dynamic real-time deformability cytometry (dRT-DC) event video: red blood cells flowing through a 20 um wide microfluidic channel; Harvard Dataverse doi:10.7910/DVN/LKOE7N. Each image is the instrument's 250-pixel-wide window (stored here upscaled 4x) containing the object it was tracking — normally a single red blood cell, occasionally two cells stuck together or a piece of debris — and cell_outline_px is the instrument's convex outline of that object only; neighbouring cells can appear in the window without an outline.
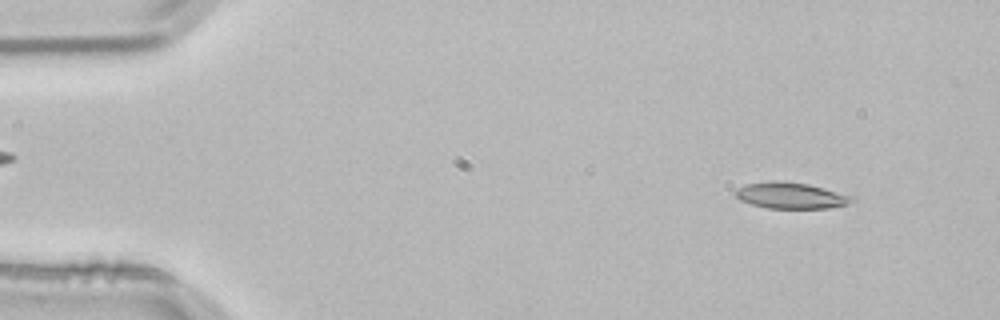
{"species": "common noctule bat (a hibernating species)", "species_latin": "Nyctalus noctula", "temperature_condition": "room temperature", "stored_images_in_passage": 51, "camera_frame_rate_fps": 3000, "um_per_image_px": 0.085, "animal": {"sex": "male", "body_mass_g": 21.5, "forearm_length_mm": 52.0}, "frame": {"image": 1, "passage_image": 4, "time_ms": 1.0, "image_size_px": [1000, 320], "cell_outline_px": [[856, 200], [844, 204], [828, 208], [768, 208], [752, 204], [740, 200], [732, 192], [736, 188], [748, 184], [772, 180], [776, 180], [808, 184], [856, 196]], "centroid_in_image_um": [67.22, 16.61], "position_along_channel_um": 17.8, "area_um2": 17.8}}
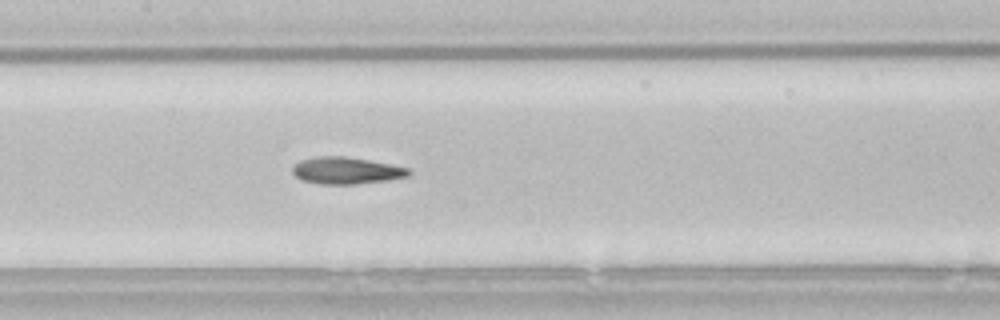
{"frame": {"image": 2, "passage_image": 24, "time_ms": 7.667, "image_size_px": [1000, 320], "cell_outline_px": [[412, 172], [408, 176], [388, 180], [356, 184], [320, 184], [300, 180], [292, 172], [292, 168], [300, 160], [316, 156], [344, 156], [368, 160], [412, 168]], "centroid_in_image_um": [29.45, 14.5], "position_along_channel_um": 178.0, "area_um2": 18.32}}
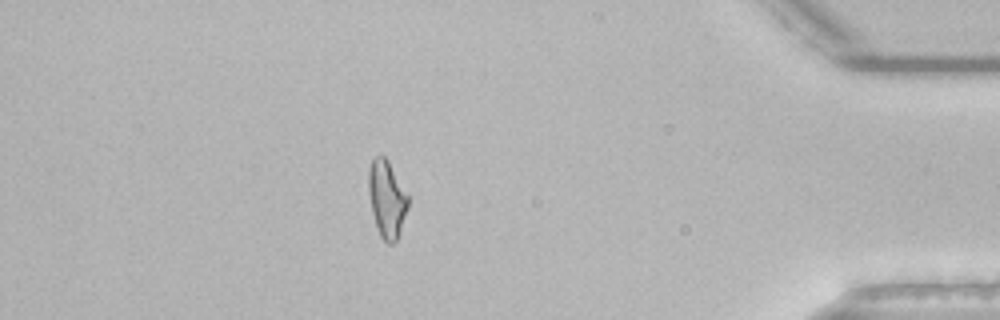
{"frame": {"image": 3, "passage_image": 45, "time_ms": 14.667, "image_size_px": [1000, 320], "cell_outline_px": [[408, 208], [396, 240], [392, 244], [388, 244], [380, 236], [372, 212], [368, 192], [368, 168], [372, 156], [384, 156], [388, 160], [408, 196]], "centroid_in_image_um": [32.85, 16.87], "position_along_channel_um": 402.3, "area_um2": 17.63}, "authors_computed_cell_mechanics": {"area_um2": 18.0336, "velocity_mm_per_s": 3.8446, "shape_relaxation_time_tau1_ms": 6.3532, "shape_relaxation_time_tau2_ms": 4.5443, "deformation_change_tau1": 0.1847, "deformation_change_tau2": 0.105}}